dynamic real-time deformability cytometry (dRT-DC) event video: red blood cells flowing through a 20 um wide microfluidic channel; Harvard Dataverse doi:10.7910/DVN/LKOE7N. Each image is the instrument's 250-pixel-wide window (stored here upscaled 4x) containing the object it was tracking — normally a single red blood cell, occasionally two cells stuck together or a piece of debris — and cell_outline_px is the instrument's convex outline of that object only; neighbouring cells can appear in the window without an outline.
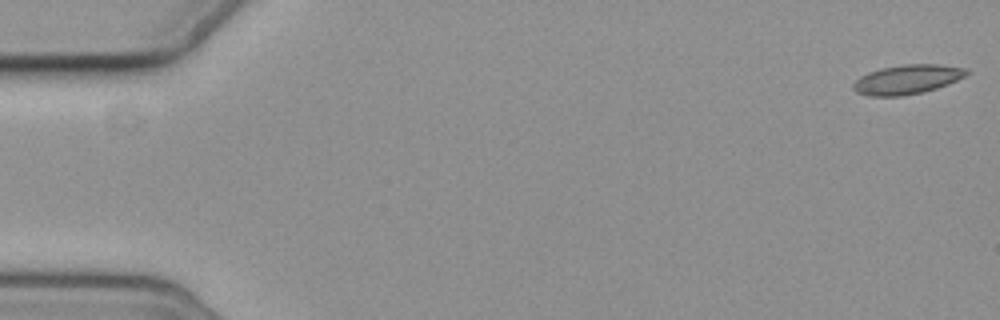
{"species": "common noctule bat (a hibernating species)", "species_latin": "Nyctalus noctula", "temperature_condition": "cold", "stored_images_in_passage": 5, "camera_frame_rate_fps": 3000, "um_per_image_px": 0.085, "animal": {"sex": "female", "body_mass_g": 19.3, "forearm_length_mm": 54.1}, "frame": {"image": 1, "passage_image": 1, "time_ms": 0.0, "image_size_px": [1000, 320], "cell_outline_px": [[972, 72], [948, 84], [924, 92], [900, 96], [868, 96], [856, 92], [852, 88], [852, 84], [860, 76], [868, 72], [880, 68], [904, 64], [940, 64], [968, 68]], "centroid_in_image_um": [77.12, 6.74], "position_along_channel_um": 7.9, "area_um2": 19.59}}
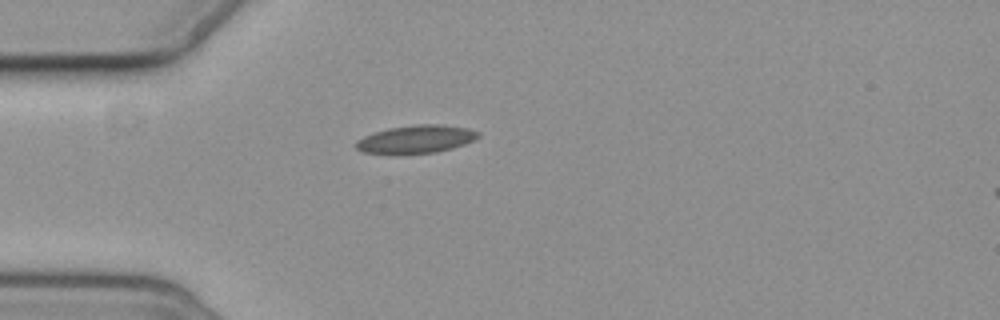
{"frame": {"image": 2, "passage_image": 5, "time_ms": 5.0, "image_size_px": [1000, 320], "cell_outline_px": [[480, 136], [464, 144], [452, 148], [436, 152], [392, 156], [360, 152], [356, 148], [356, 140], [364, 136], [388, 128], [416, 124], [436, 124], [468, 128], [480, 132]], "centroid_in_image_um": [35.3, 11.87], "position_along_channel_um": 49.7, "area_um2": 20.4}}